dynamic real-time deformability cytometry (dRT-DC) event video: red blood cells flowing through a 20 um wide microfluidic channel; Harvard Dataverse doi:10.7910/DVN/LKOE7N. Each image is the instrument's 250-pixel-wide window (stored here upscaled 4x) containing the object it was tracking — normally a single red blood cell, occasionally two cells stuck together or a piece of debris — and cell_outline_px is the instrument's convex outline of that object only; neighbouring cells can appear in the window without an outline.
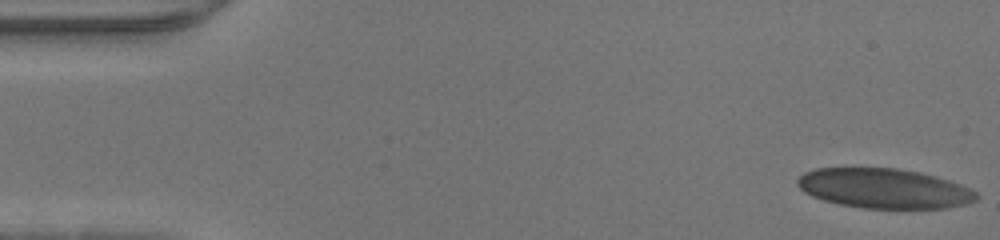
{"species": "human", "species_latin": "Homo sapiens", "temperature_condition": "warm", "stored_images_in_passage": 47, "camera_frame_rate_fps": 3000, "um_per_image_px": 0.085, "donor": {"sex": "male"}, "frame": {"image": 1, "passage_image": 1, "time_ms": 0.0, "image_size_px": [1000, 240], "cell_outline_px": [[976, 200], [964, 204], [944, 208], [864, 208], [840, 204], [824, 200], [812, 196], [804, 192], [796, 184], [796, 180], [804, 172], [816, 168], [896, 168], [920, 172], [948, 180], [960, 184], [976, 192]], "centroid_in_image_um": [75.1, 16.01], "position_along_channel_um": 9.9, "area_um2": 41.21}}
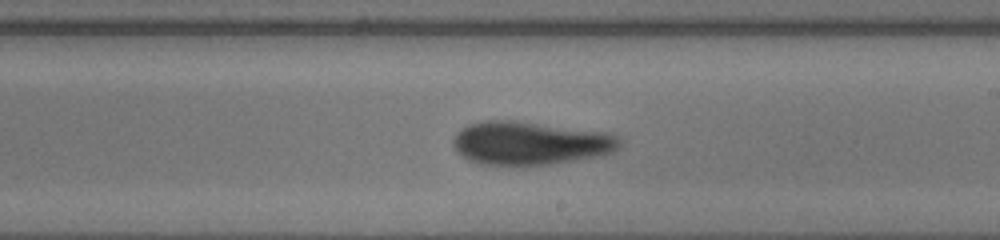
{"frame": {"image": 2, "passage_image": 27, "time_ms": 8.667, "image_size_px": [1000, 240], "cell_outline_px": [[620, 144], [612, 152], [604, 156], [548, 164], [476, 164], [468, 160], [456, 152], [452, 140], [456, 132], [468, 124], [480, 120], [512, 120], [604, 132], [616, 136], [620, 140]], "centroid_in_image_um": [45.0, 12.16], "position_along_channel_um": 244.0, "area_um2": 41.91}}
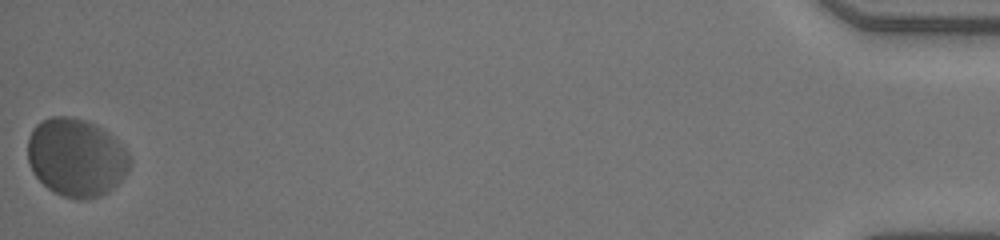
{"frame": {"image": 3, "passage_image": 47, "time_ms": 15.333, "image_size_px": [1000, 240], "cell_outline_px": [[132, 164], [128, 172], [108, 192], [100, 196], [84, 200], [80, 200], [64, 196], [48, 188], [32, 172], [28, 160], [28, 136], [32, 128], [40, 120], [52, 116], [68, 116], [84, 120], [108, 132], [128, 152], [132, 160]], "centroid_in_image_um": [6.47, 13.38], "position_along_channel_um": 428.7, "area_um2": 46.59}}